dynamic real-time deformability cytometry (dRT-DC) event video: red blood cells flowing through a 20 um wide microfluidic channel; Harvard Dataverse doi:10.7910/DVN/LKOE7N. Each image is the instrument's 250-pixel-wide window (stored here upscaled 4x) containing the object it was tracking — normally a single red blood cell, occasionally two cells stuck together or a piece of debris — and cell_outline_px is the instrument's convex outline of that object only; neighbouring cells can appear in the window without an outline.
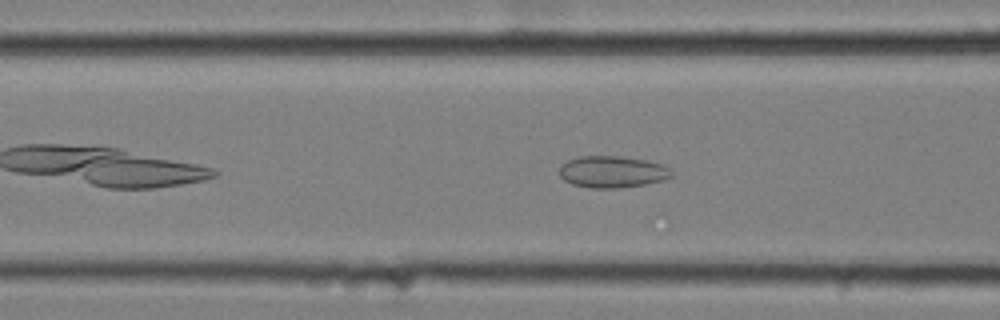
{"species": "common noctule bat (a hibernating species)", "species_latin": "Nyctalus noctula", "temperature_condition": "cold", "stored_images_in_passage": 36, "camera_frame_rate_fps": 3000, "um_per_image_px": 0.085, "animal": {"sex": "female", "body_mass_g": 25.1}, "frame": {"image": 1, "passage_image": 9, "time_ms": 2.667, "image_size_px": [1000, 320], "cell_outline_px": [[672, 176], [664, 180], [644, 184], [616, 188], [592, 188], [572, 184], [564, 180], [560, 176], [560, 164], [568, 160], [580, 156], [620, 156], [648, 160], [664, 164], [672, 172]], "centroid_in_image_um": [52.05, 14.59], "position_along_channel_um": 114.6, "area_um2": 20.81}}
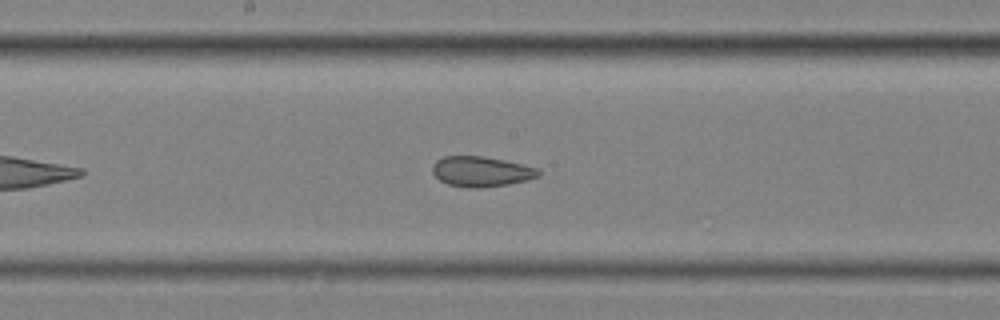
{"frame": {"image": 2, "passage_image": 17, "time_ms": 5.333, "image_size_px": [1000, 320], "cell_outline_px": [[540, 176], [508, 184], [480, 188], [468, 188], [448, 184], [440, 180], [432, 172], [432, 164], [436, 160], [444, 156], [484, 156], [504, 160], [540, 168]], "centroid_in_image_um": [40.89, 14.57], "position_along_channel_um": 207.3, "area_um2": 18.73}}
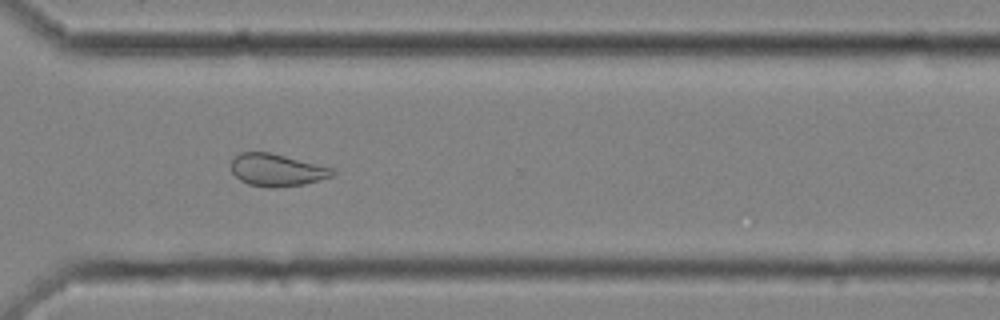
{"frame": {"image": 3, "passage_image": 29, "time_ms": 9.333, "image_size_px": [1000, 320], "cell_outline_px": [[336, 172], [332, 176], [304, 184], [272, 188], [248, 184], [240, 180], [232, 172], [232, 160], [240, 152], [272, 152], [332, 168]], "centroid_in_image_um": [23.52, 14.44], "position_along_channel_um": 347.1, "area_um2": 18.96}, "authors_computed_cell_mechanics": {"area_um2": 19.1029, "velocity_mm_per_s": 3.4806, "shape_relaxation_time_tau1_ms": null, "shape_relaxation_time_tau2_ms": 5.4589, "deformation_change_tau1": null, "deformation_change_tau2": 0.0653}}